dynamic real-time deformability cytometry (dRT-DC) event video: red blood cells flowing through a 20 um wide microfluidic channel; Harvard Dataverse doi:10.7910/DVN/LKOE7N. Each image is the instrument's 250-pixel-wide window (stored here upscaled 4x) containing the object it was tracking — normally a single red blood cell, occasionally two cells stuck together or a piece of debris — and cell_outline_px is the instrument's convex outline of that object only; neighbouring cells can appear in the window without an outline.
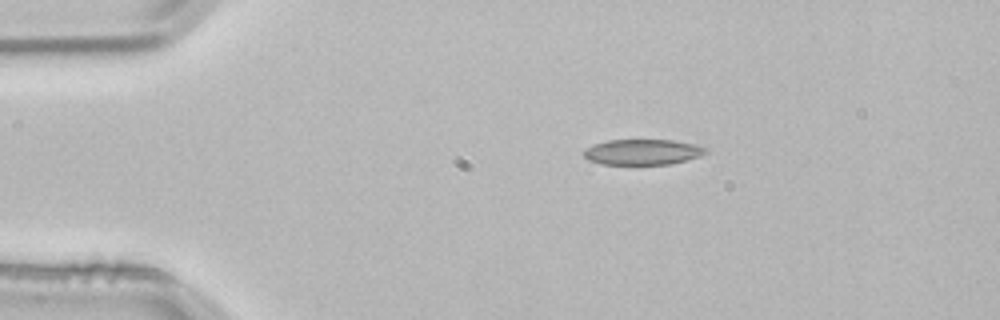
{"species": "common noctule bat (a hibernating species)", "species_latin": "Nyctalus noctula", "temperature_condition": "room temperature", "stored_images_in_passage": 2, "camera_frame_rate_fps": 3000, "um_per_image_px": 0.085, "animal": {"sex": "male", "body_mass_g": 21.5, "forearm_length_mm": 52.0}, "frame": {"image": 1, "passage_image": 1, "time_ms": 0.0, "image_size_px": [1000, 320], "cell_outline_px": [[708, 152], [700, 156], [688, 160], [672, 164], [600, 164], [588, 160], [584, 156], [584, 148], [608, 140], [672, 140], [696, 144], [708, 148]], "centroid_in_image_um": [54.66, 12.92], "position_along_channel_um": 30.3, "area_um2": 18.26}}